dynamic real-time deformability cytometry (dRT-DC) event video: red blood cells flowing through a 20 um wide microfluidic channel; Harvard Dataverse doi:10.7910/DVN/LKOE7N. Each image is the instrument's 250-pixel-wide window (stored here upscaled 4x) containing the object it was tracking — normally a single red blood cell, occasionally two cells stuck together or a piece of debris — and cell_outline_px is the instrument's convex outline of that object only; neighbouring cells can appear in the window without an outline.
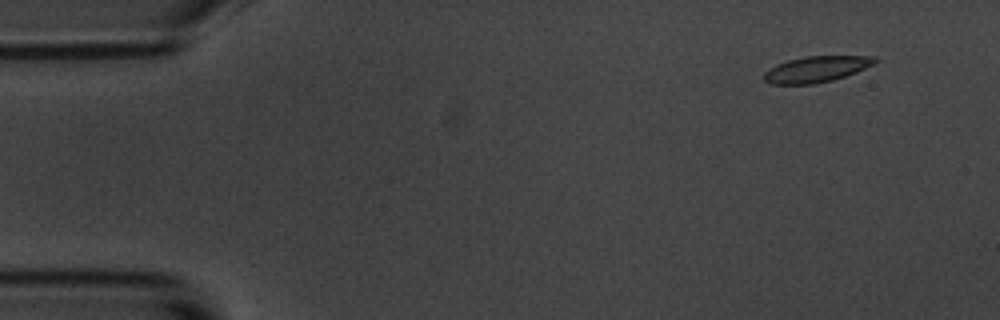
{"species": "common noctule bat (a hibernating species)", "species_latin": "Nyctalus noctula", "temperature_condition": "room temperature", "stored_images_in_passage": 9, "camera_frame_rate_fps": 3000, "um_per_image_px": 0.085, "animal": {"sex": "male", "body_mass_g": 20.1, "forearm_length_mm": 53.5}, "frame": {"image": 1, "passage_image": 2, "time_ms": 1.333, "image_size_px": [1000, 320], "cell_outline_px": [[880, 60], [856, 72], [832, 80], [816, 84], [768, 84], [764, 80], [764, 72], [776, 64], [788, 60], [804, 56], [876, 56]], "centroid_in_image_um": [69.37, 5.88], "position_along_channel_um": 15.6, "area_um2": 16.82}}
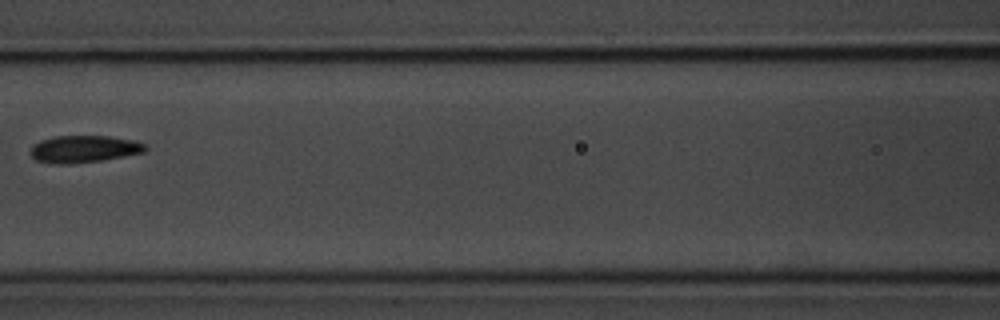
{"frame": {"image": 2, "passage_image": 8, "time_ms": 8.333, "image_size_px": [1000, 320], "cell_outline_px": [[148, 148], [144, 152], [124, 156], [100, 160], [68, 164], [52, 164], [36, 160], [28, 152], [32, 144], [40, 140], [56, 136], [108, 136], [136, 140], [144, 144]], "centroid_in_image_um": [7.09, 12.66], "position_along_channel_um": 159.5, "area_um2": 18.26}}
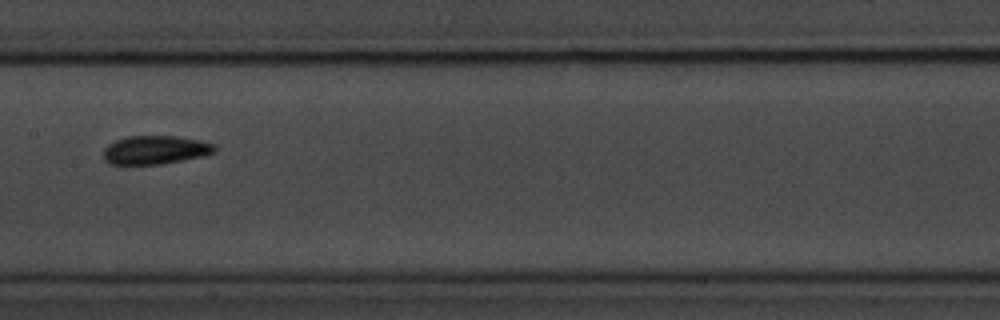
{"frame": {"image": 3, "passage_image": 9, "time_ms": 9.333, "image_size_px": [1000, 320], "cell_outline_px": [[216, 152], [200, 156], [160, 164], [108, 164], [104, 160], [104, 148], [108, 144], [116, 140], [128, 136], [176, 136], [200, 140], [216, 144]], "centroid_in_image_um": [13.19, 12.73], "position_along_channel_um": 194.2, "area_um2": 18.44}}